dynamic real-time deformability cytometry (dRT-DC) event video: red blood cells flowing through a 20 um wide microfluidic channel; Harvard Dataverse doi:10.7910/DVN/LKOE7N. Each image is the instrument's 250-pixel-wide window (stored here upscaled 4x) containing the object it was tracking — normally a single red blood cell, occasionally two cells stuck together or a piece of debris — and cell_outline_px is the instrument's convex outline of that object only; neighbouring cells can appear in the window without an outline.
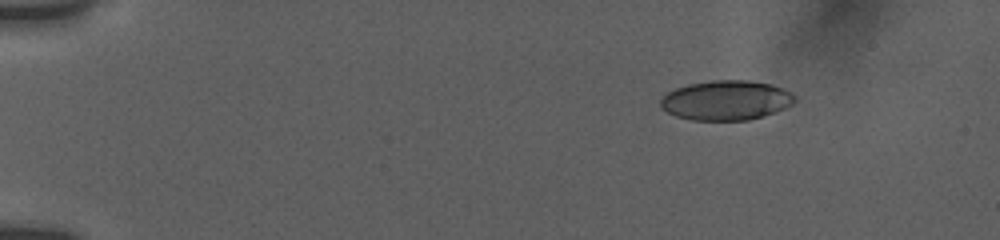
{"species": "human", "species_latin": "Homo sapiens", "temperature_condition": "room temperature", "stored_images_in_passage": 15, "camera_frame_rate_fps": 3000, "um_per_image_px": 0.085, "donor": {"sex": "female"}, "frame": {"image": 1, "passage_image": 1, "time_ms": 0.0, "image_size_px": [1000, 240], "cell_outline_px": [[796, 100], [792, 104], [776, 112], [764, 116], [748, 120], [692, 120], [676, 116], [660, 108], [660, 96], [676, 88], [688, 84], [712, 80], [748, 80], [772, 84], [796, 96]], "centroid_in_image_um": [61.69, 8.52], "position_along_channel_um": 23.3, "area_um2": 31.15}}
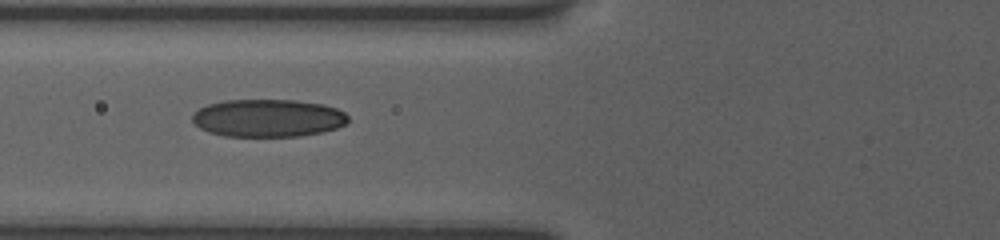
{"frame": {"image": 2, "passage_image": 9, "time_ms": 5.0, "image_size_px": [1000, 240], "cell_outline_px": [[348, 120], [344, 124], [336, 128], [324, 132], [300, 136], [224, 136], [208, 132], [200, 128], [192, 120], [192, 112], [208, 104], [224, 100], [292, 100], [324, 104], [336, 108], [344, 112], [348, 116]], "centroid_in_image_um": [22.76, 10.03], "position_along_channel_um": 103.0, "area_um2": 34.33}}
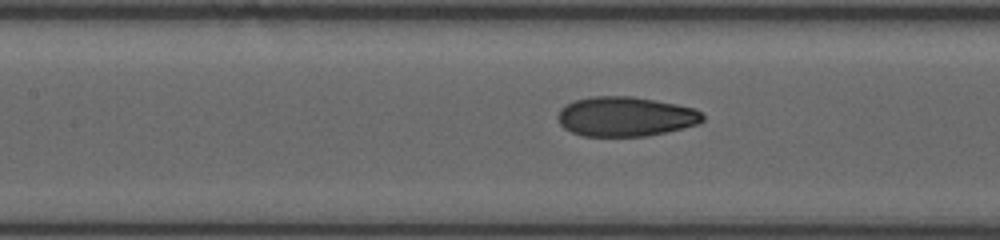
{"frame": {"image": 3, "passage_image": 13, "time_ms": 6.333, "image_size_px": [1000, 240], "cell_outline_px": [[704, 120], [700, 124], [668, 132], [648, 136], [584, 136], [572, 132], [564, 128], [560, 124], [556, 116], [560, 108], [564, 104], [576, 100], [592, 96], [632, 96], [676, 104], [696, 108], [704, 116]], "centroid_in_image_um": [53.17, 9.91], "position_along_channel_um": 154.2, "area_um2": 33.81}}